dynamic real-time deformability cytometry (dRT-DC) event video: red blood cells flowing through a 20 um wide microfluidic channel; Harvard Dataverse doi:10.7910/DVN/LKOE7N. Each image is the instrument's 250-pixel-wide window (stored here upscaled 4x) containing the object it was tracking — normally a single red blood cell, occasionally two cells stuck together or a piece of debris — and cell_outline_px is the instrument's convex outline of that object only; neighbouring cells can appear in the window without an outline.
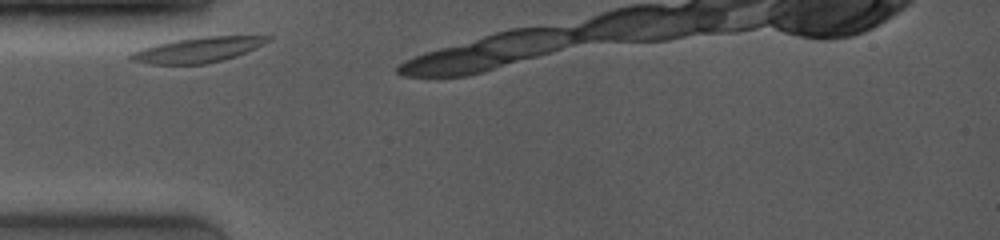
{"species": "common noctule bat (a hibernating species)", "species_latin": "Nyctalus noctula", "temperature_condition": "room temperature", "stored_images_in_passage": 30, "camera_frame_rate_fps": 4000, "um_per_image_px": 0.085, "animal": {"sex": "female", "body_mass_g": 19.0, "forearm_length_mm": 53.3}, "frame": {"image": 1, "passage_image": 1, "time_ms": 0.0, "image_size_px": [1000, 240], "cell_outline_px": [[272, 36], [264, 44], [236, 56], [224, 60], [204, 64], [152, 64], [132, 60], [128, 56], [132, 52], [140, 48], [172, 40], [200, 36]], "centroid_in_image_um": [16.79, 4.23], "position_along_channel_um": 68.2, "area_um2": 20.06}}
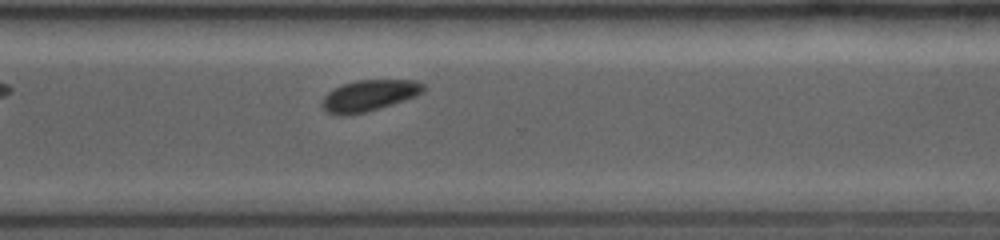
{"frame": {"image": 2, "passage_image": 22, "time_ms": 5.75, "image_size_px": [1000, 240], "cell_outline_px": [[424, 92], [416, 96], [404, 100], [364, 112], [344, 116], [340, 116], [328, 112], [320, 104], [324, 96], [332, 88], [356, 80], [416, 80], [424, 84]], "centroid_in_image_um": [31.36, 8.11], "position_along_channel_um": 339.2, "area_um2": 18.32}}
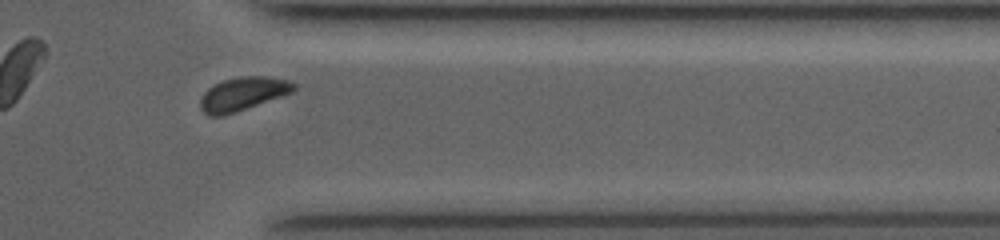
{"frame": {"image": 3, "passage_image": 26, "time_ms": 7.0, "image_size_px": [1000, 240], "cell_outline_px": [[296, 88], [292, 92], [236, 112], [224, 116], [208, 116], [200, 108], [200, 96], [212, 84], [224, 80], [240, 76], [268, 76], [288, 80], [296, 84]], "centroid_in_image_um": [20.6, 7.98], "position_along_channel_um": 390.8, "area_um2": 18.32}}